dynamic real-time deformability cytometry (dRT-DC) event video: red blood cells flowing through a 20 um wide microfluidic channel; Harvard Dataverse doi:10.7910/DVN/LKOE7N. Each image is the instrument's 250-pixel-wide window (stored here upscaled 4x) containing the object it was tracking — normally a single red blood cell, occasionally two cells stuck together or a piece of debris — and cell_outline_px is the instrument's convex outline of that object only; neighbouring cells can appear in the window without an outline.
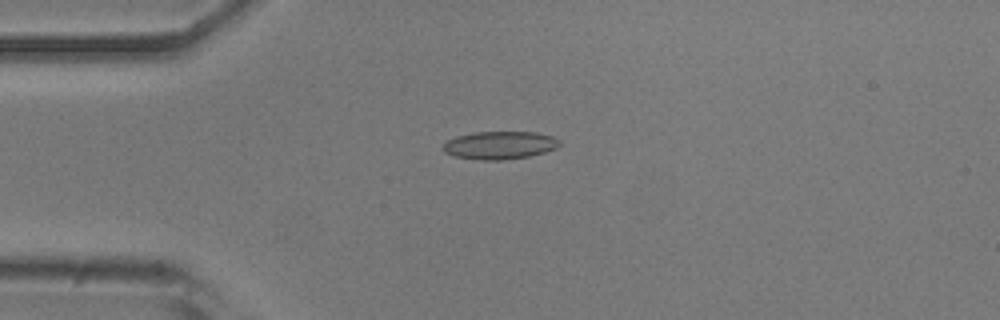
{"species": "common noctule bat (a hibernating species)", "species_latin": "Nyctalus noctula", "temperature_condition": "room temperature", "stored_images_in_passage": 40, "camera_frame_rate_fps": 3000, "um_per_image_px": 0.085, "animal": {"sex": "male", "body_mass_g": 20.5, "forearm_length_mm": 52.5}, "frame": {"image": 1, "passage_image": 1, "time_ms": 0.0, "image_size_px": [1000, 320], "cell_outline_px": [[560, 144], [556, 148], [544, 152], [528, 156], [500, 160], [480, 160], [456, 156], [444, 152], [444, 144], [448, 140], [456, 136], [472, 132], [536, 132], [552, 136], [560, 140]], "centroid_in_image_um": [42.48, 12.33], "position_along_channel_um": 42.5, "area_um2": 18.79}}
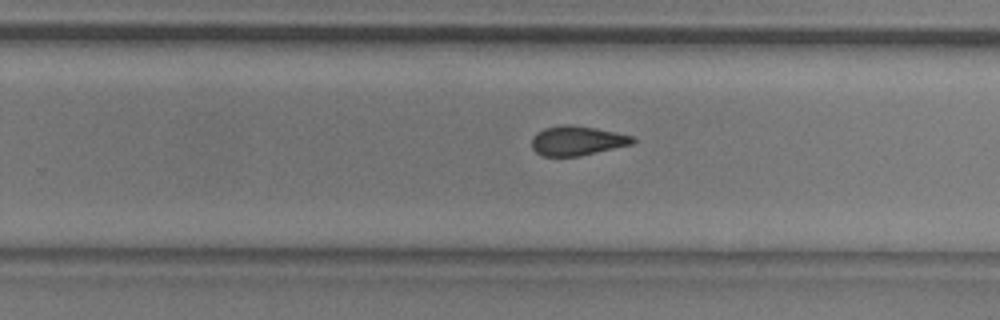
{"frame": {"image": 2, "passage_image": 21, "time_ms": 6.667, "image_size_px": [1000, 320], "cell_outline_px": [[636, 140], [632, 144], [580, 156], [540, 156], [532, 148], [532, 136], [536, 132], [544, 128], [560, 124], [572, 124], [596, 128], [616, 132], [632, 136]], "centroid_in_image_um": [49.02, 11.95], "position_along_channel_um": 280.8, "area_um2": 17.51}}
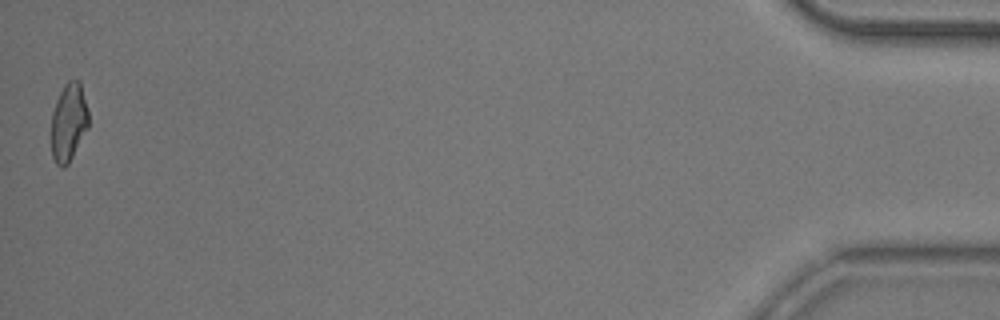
{"frame": {"image": 3, "passage_image": 40, "time_ms": 13.0, "image_size_px": [1000, 320], "cell_outline_px": [[88, 128], [68, 164], [64, 168], [56, 164], [52, 156], [52, 112], [56, 100], [64, 84], [68, 80], [80, 80], [88, 112]], "centroid_in_image_um": [5.83, 10.38], "position_along_channel_um": 429.4, "area_um2": 16.88}, "authors_computed_cell_mechanics": {"area_um2": 17.629, "velocity_mm_per_s": 3.8664, "shape_relaxation_time_tau1_ms": null, "shape_relaxation_time_tau2_ms": 2.4226, "deformation_change_tau1": null, "deformation_change_tau2": 0.0997}}